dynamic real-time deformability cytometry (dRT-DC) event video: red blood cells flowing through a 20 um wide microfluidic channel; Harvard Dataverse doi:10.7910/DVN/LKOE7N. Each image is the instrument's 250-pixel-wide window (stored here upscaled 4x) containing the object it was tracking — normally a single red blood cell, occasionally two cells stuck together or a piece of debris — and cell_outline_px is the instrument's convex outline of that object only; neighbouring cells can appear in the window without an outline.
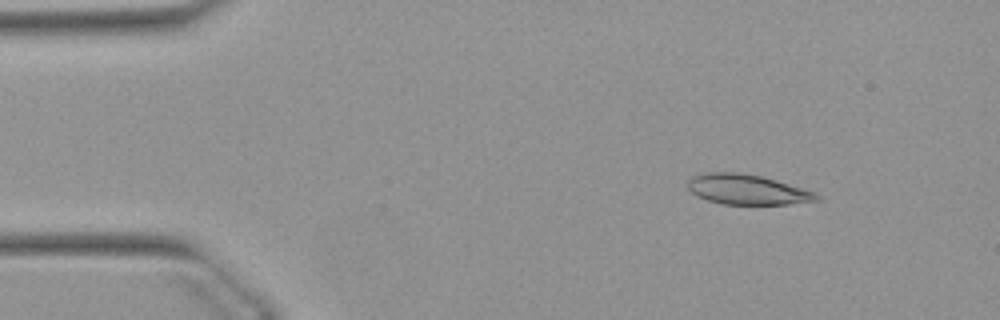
{"species": "Egyptian fruit bat (a non-hibernating species)", "species_latin": "Rousettus aegyptiacus", "temperature_condition": "warm", "stored_images_in_passage": 23, "camera_frame_rate_fps": 3000, "um_per_image_px": 0.085, "animal": {"sex": "female"}, "frame": {"image": 1, "passage_image": 6, "time_ms": 1.667, "image_size_px": [1000, 320], "cell_outline_px": [[820, 200], [788, 204], [724, 204], [708, 200], [696, 196], [688, 188], [688, 180], [692, 176], [704, 172], [736, 172], [760, 176], [776, 180], [816, 192], [820, 196]], "centroid_in_image_um": [63.5, 16.1], "position_along_channel_um": 21.5, "area_um2": 22.54}}
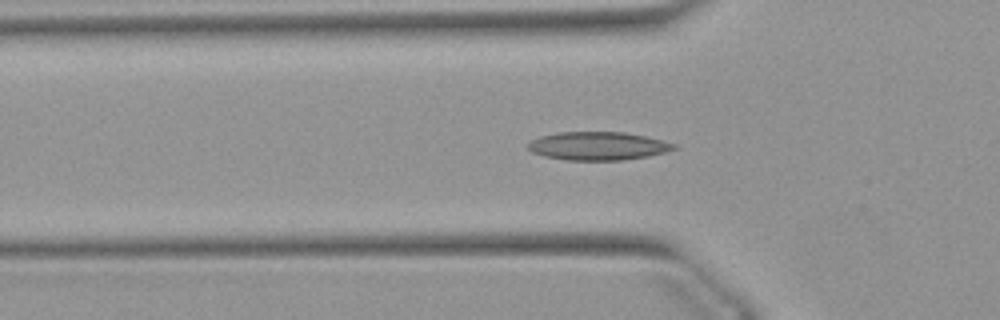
{"frame": {"image": 2, "passage_image": 16, "time_ms": 5.0, "image_size_px": [1000, 320], "cell_outline_px": [[680, 148], [648, 156], [620, 160], [568, 160], [544, 156], [532, 152], [524, 144], [528, 140], [540, 136], [556, 132], [624, 132], [644, 136], [676, 144]], "centroid_in_image_um": [50.77, 12.4], "position_along_channel_um": 75.0, "area_um2": 24.16}}
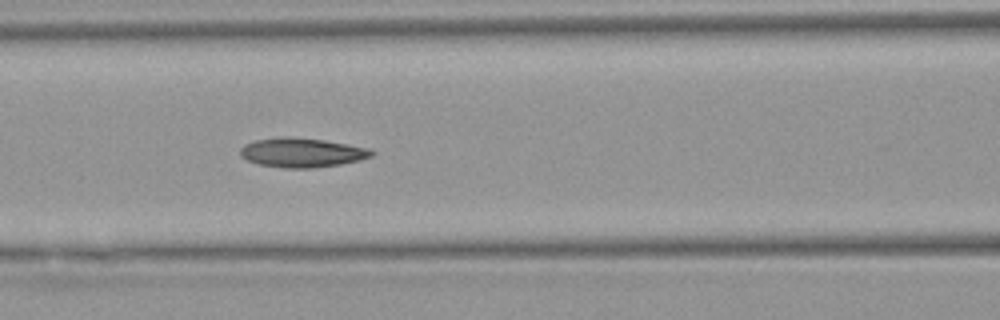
{"frame": {"image": 3, "passage_image": 21, "time_ms": 6.667, "image_size_px": [1000, 320], "cell_outline_px": [[376, 152], [372, 156], [360, 160], [340, 164], [312, 168], [284, 168], [256, 164], [240, 156], [240, 148], [244, 144], [256, 140], [280, 136], [292, 136], [324, 140], [368, 148]], "centroid_in_image_um": [25.63, 12.96], "position_along_channel_um": 141.0, "area_um2": 22.6}}